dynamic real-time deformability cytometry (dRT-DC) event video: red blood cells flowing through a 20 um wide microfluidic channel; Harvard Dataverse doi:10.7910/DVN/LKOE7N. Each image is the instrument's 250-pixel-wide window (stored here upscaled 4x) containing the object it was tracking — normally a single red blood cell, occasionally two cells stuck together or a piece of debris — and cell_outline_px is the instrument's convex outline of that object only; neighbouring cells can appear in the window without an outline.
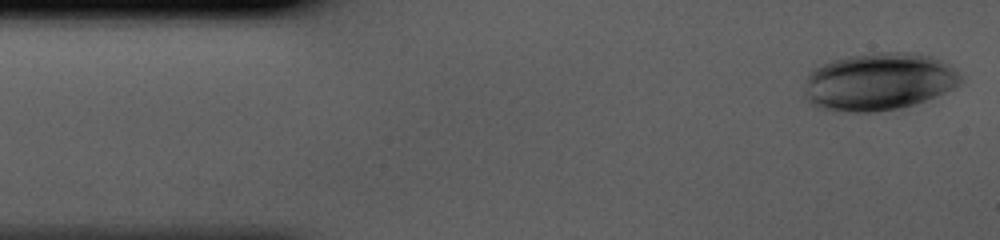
{"species": "human", "species_latin": "Homo sapiens", "temperature_condition": "cold", "stored_images_in_passage": 41, "camera_frame_rate_fps": 3000, "um_per_image_px": 0.085, "donor": {"sex": "male"}, "frame": {"image": 1, "passage_image": 1, "time_ms": 0.0, "image_size_px": [1000, 240], "cell_outline_px": [[960, 80], [952, 88], [936, 96], [916, 104], [900, 108], [872, 112], [836, 112], [816, 108], [804, 96], [808, 76], [816, 68], [832, 60], [848, 56], [872, 52], [916, 52], [932, 56], [948, 64], [960, 76]], "centroid_in_image_um": [74.67, 6.95], "position_along_channel_um": 10.3, "area_um2": 52.42}}
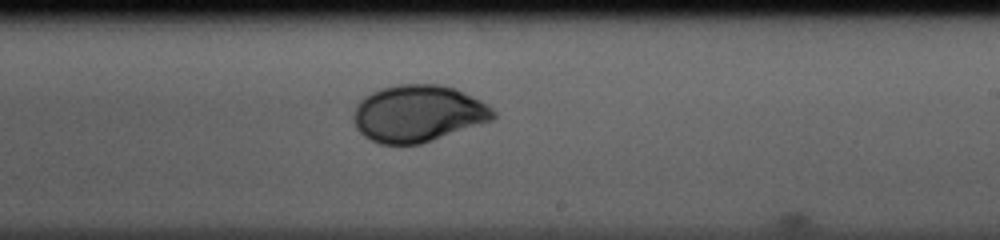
{"frame": {"image": 2, "passage_image": 24, "time_ms": 7.667, "image_size_px": [1000, 240], "cell_outline_px": [[496, 116], [492, 120], [420, 144], [380, 144], [364, 136], [356, 128], [352, 116], [360, 100], [364, 96], [372, 92], [384, 88], [400, 84], [436, 84], [452, 88], [480, 100], [492, 108], [496, 112]], "centroid_in_image_um": [35.51, 9.65], "position_along_channel_um": 253.5, "area_um2": 45.78}}
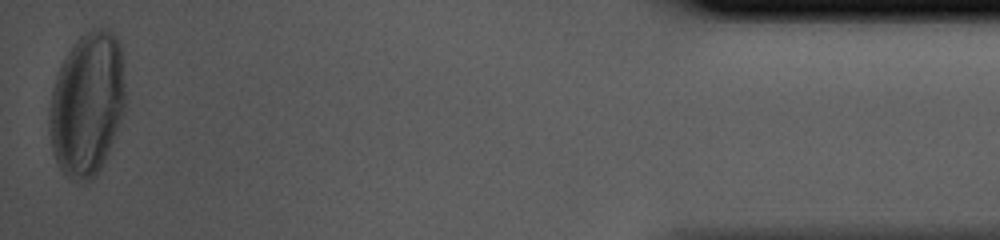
{"frame": {"image": 3, "passage_image": 41, "time_ms": 13.333, "image_size_px": [1000, 240], "cell_outline_px": [[124, 112], [104, 160], [96, 176], [80, 184], [72, 180], [56, 164], [52, 152], [48, 128], [48, 112], [52, 88], [56, 76], [68, 52], [76, 40], [84, 32], [92, 28], [108, 28], [116, 36], [124, 52]], "centroid_in_image_um": [7.4, 8.83], "position_along_channel_um": 427.8, "area_um2": 64.27}}